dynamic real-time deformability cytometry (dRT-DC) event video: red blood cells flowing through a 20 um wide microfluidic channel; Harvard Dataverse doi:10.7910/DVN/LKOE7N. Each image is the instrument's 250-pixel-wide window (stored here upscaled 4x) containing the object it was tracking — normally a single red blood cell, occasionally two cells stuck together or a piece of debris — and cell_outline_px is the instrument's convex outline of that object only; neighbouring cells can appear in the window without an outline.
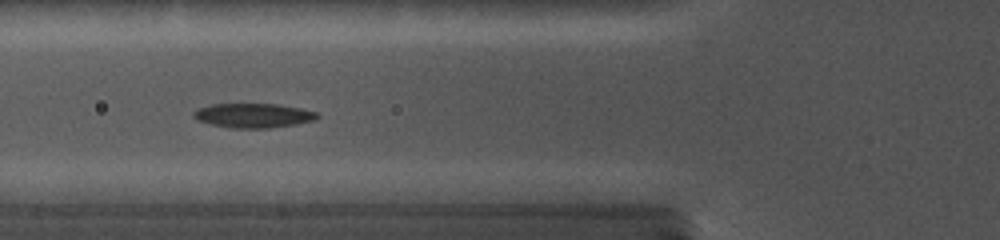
{"species": "common noctule bat (a hibernating species)", "species_latin": "Nyctalus noctula", "temperature_condition": "cold", "stored_images_in_passage": 40, "camera_frame_rate_fps": 5000, "um_per_image_px": 0.085, "animal": {"sex": "female", "body_mass_g": 19.0, "forearm_length_mm": 56.7}, "frame": {"image": 1, "passage_image": 10, "time_ms": 2.8, "image_size_px": [1000, 240], "cell_outline_px": [[320, 116], [316, 120], [296, 124], [268, 128], [232, 128], [212, 124], [196, 120], [192, 116], [192, 112], [196, 108], [212, 104], [276, 104], [300, 108], [316, 112]], "centroid_in_image_um": [21.5, 9.81], "position_along_channel_um": 104.3, "area_um2": 17.63}}
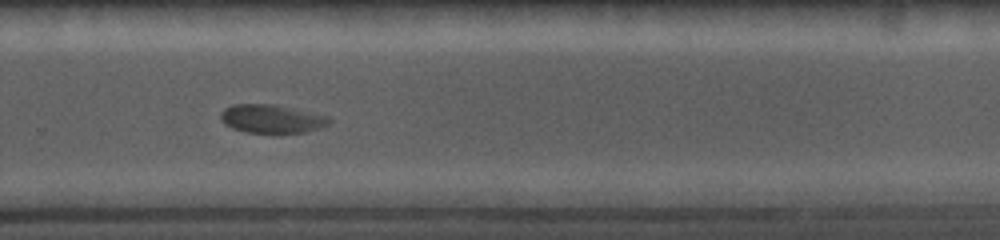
{"frame": {"image": 2, "passage_image": 29, "time_ms": 8.2, "image_size_px": [1000, 240], "cell_outline_px": [[332, 120], [328, 124], [304, 132], [244, 132], [232, 128], [224, 124], [220, 120], [220, 112], [224, 108], [236, 104], [272, 104], [328, 116]], "centroid_in_image_um": [23.02, 10.09], "position_along_channel_um": 306.8, "area_um2": 17.69}}
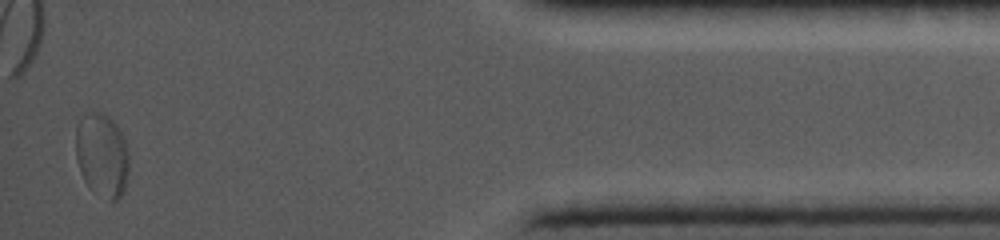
{"frame": {"image": 3, "passage_image": 40, "time_ms": 12.6, "image_size_px": [1000, 240], "cell_outline_px": [[128, 172], [124, 192], [116, 200], [108, 200], [88, 188], [80, 172], [76, 156], [76, 124], [84, 116], [96, 112], [100, 112], [108, 116], [116, 124], [124, 136], [128, 148]], "centroid_in_image_um": [8.68, 13.2], "position_along_channel_um": 426.5, "area_um2": 26.13}}